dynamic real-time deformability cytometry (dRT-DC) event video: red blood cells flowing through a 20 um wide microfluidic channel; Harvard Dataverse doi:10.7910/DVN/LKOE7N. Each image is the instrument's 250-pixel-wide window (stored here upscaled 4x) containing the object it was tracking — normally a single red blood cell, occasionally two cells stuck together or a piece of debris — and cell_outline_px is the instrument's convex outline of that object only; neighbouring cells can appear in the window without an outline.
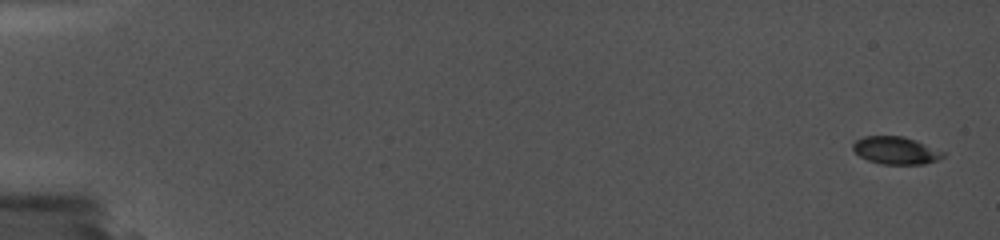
{"species": "common noctule bat (a hibernating species)", "species_latin": "Nyctalus noctula", "temperature_condition": "cold", "stored_images_in_passage": 3, "camera_frame_rate_fps": 5000, "um_per_image_px": 0.085, "animal": {"sex": "female", "body_mass_g": 19.0, "forearm_length_mm": 56.7}, "frame": {"image": 1, "passage_image": 1, "time_ms": 0.0, "image_size_px": [1000, 240], "cell_outline_px": [[948, 152], [940, 160], [924, 164], [880, 164], [868, 160], [860, 156], [852, 148], [852, 140], [860, 136], [904, 136], [948, 148]], "centroid_in_image_um": [76.29, 12.76], "position_along_channel_um": 8.7, "area_um2": 15.49}}